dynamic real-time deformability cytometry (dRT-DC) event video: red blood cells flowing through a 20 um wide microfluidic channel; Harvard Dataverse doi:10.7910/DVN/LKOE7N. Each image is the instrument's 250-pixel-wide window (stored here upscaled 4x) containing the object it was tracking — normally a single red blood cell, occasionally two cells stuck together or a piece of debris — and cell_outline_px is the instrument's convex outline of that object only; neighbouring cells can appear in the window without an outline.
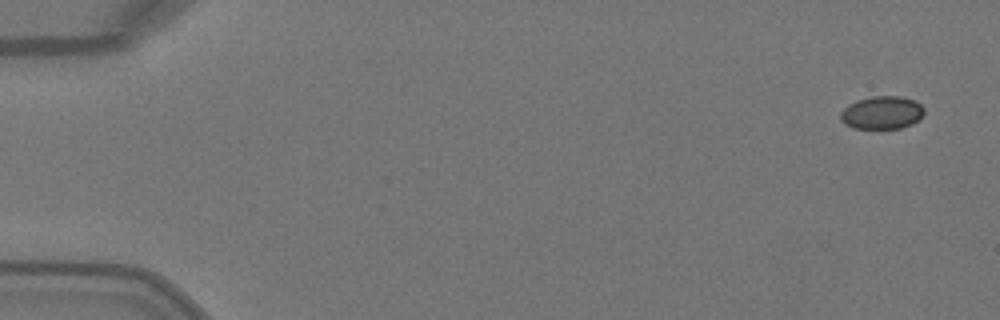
{"species": "Egyptian fruit bat (a non-hibernating species)", "species_latin": "Rousettus aegyptiacus", "temperature_condition": "warm", "stored_images_in_passage": 5, "camera_frame_rate_fps": 3000, "um_per_image_px": 0.085, "animal": {"sex": "female"}, "frame": {"image": 1, "passage_image": 1, "time_ms": 0.0, "image_size_px": [1000, 320], "cell_outline_px": [[924, 112], [912, 124], [900, 128], [852, 128], [844, 124], [840, 120], [840, 112], [848, 104], [856, 100], [872, 96], [900, 96], [916, 100], [924, 108]], "centroid_in_image_um": [74.93, 9.56], "position_along_channel_um": 10.1, "area_um2": 16.13}}
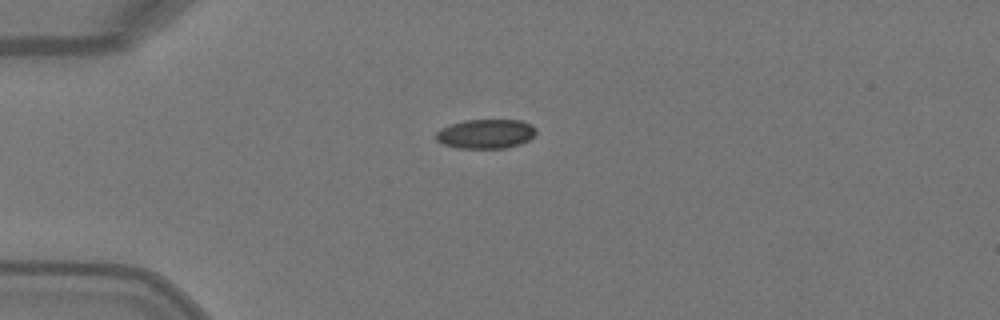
{"frame": {"image": 2, "passage_image": 4, "time_ms": 1.0, "image_size_px": [1000, 320], "cell_outline_px": [[536, 132], [528, 140], [520, 144], [504, 148], [456, 148], [444, 144], [436, 140], [436, 132], [440, 128], [464, 120], [520, 120], [532, 124], [536, 128]], "centroid_in_image_um": [41.29, 11.37], "position_along_channel_um": 43.7, "area_um2": 17.11}}